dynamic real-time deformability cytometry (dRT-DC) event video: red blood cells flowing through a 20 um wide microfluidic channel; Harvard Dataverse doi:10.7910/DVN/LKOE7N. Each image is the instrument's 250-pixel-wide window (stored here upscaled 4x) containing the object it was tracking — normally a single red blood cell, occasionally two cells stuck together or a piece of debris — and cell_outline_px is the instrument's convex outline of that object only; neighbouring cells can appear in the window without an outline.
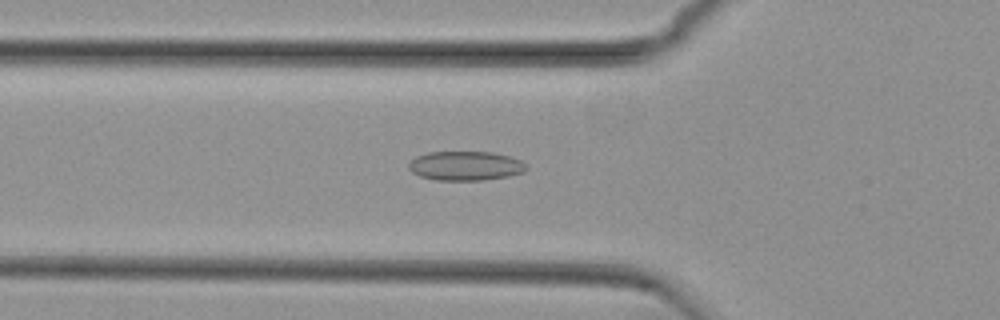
{"species": "common noctule bat (a hibernating species)", "species_latin": "Nyctalus noctula", "temperature_condition": "cold", "stored_images_in_passage": 44, "camera_frame_rate_fps": 3000, "um_per_image_px": 0.085, "animal": {"sex": "female", "body_mass_g": 29.2, "forearm_length_mm": 56.3}, "frame": {"image": 1, "passage_image": 18, "time_ms": 5.667, "image_size_px": [1000, 320], "cell_outline_px": [[528, 168], [524, 172], [508, 176], [484, 180], [436, 180], [420, 176], [412, 172], [408, 168], [408, 164], [416, 156], [428, 152], [492, 152], [508, 156], [520, 160]], "centroid_in_image_um": [39.55, 14.1], "position_along_channel_um": 86.2, "area_um2": 20.0}}
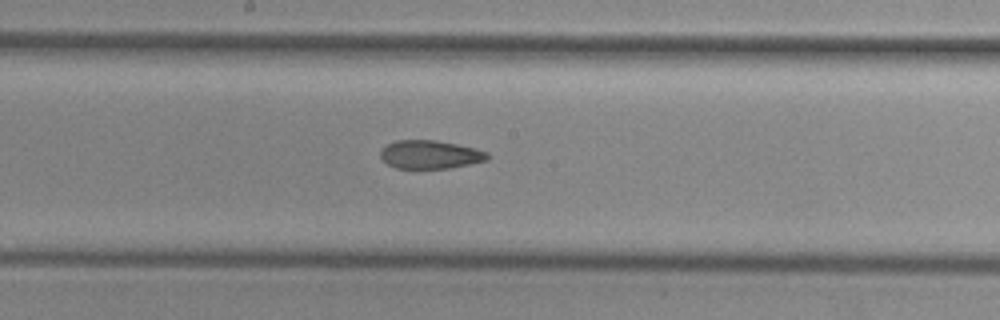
{"frame": {"image": 2, "passage_image": 28, "time_ms": 9.0, "image_size_px": [1000, 320], "cell_outline_px": [[488, 160], [452, 168], [396, 168], [388, 164], [380, 156], [380, 152], [388, 144], [396, 140], [436, 140], [456, 144], [488, 152]], "centroid_in_image_um": [36.57, 13.14], "position_along_channel_um": 211.6, "area_um2": 17.51}}
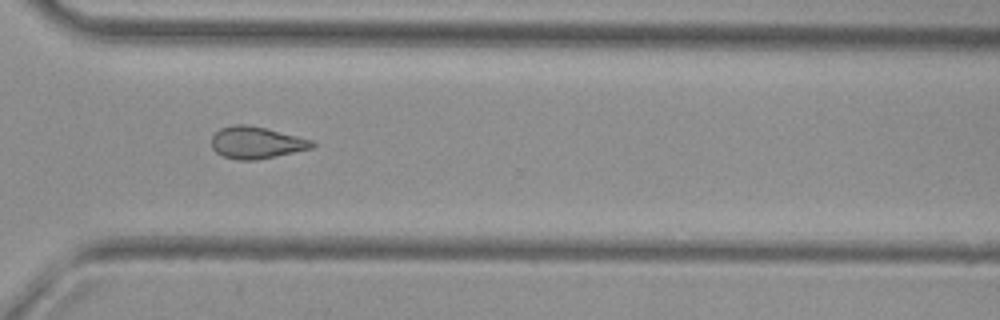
{"frame": {"image": 3, "passage_image": 39, "time_ms": 12.667, "image_size_px": [1000, 320], "cell_outline_px": [[316, 144], [312, 148], [256, 160], [236, 160], [224, 156], [216, 152], [212, 148], [212, 136], [220, 128], [232, 124], [248, 124], [312, 140]], "centroid_in_image_um": [21.75, 12.12], "position_along_channel_um": 348.8, "area_um2": 18.55}, "authors_computed_cell_mechanics": {"area_um2": 19.1318, "velocity_mm_per_s": 3.7438, "shape_relaxation_time_tau1_ms": null, "shape_relaxation_time_tau2_ms": 4.2463, "deformation_change_tau1": null, "deformation_change_tau2": 0.1123}}